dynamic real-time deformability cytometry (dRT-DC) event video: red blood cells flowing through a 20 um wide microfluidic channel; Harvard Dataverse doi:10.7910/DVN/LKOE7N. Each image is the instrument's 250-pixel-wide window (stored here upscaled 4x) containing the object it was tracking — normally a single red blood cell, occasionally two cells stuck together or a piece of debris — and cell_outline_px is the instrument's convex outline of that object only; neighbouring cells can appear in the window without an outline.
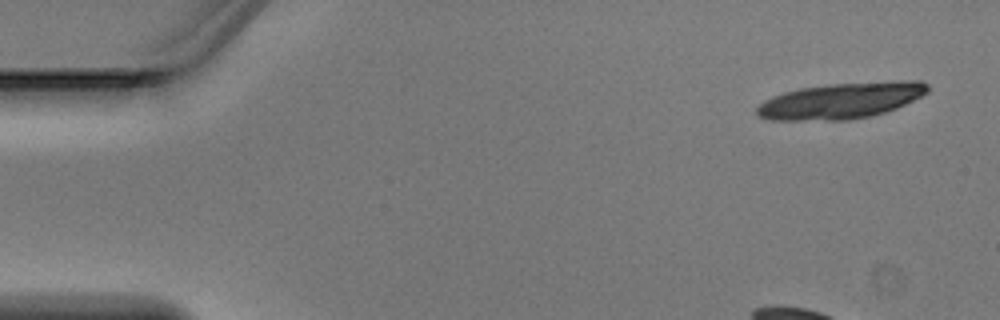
{"species": "Egyptian fruit bat (a non-hibernating species)", "species_latin": "Rousettus aegyptiacus", "temperature_condition": "warm", "stored_images_in_passage": 4, "camera_frame_rate_fps": 3000, "um_per_image_px": 0.085, "animal": {"sex": "male"}, "frame": {"image": 1, "passage_image": 1, "time_ms": 0.0, "image_size_px": [1000, 320], "cell_outline_px": [[928, 92], [896, 108], [872, 116], [848, 120], [768, 120], [760, 116], [756, 112], [756, 108], [764, 100], [772, 96], [784, 92], [800, 88], [832, 84], [896, 80], [920, 80], [928, 84]], "centroid_in_image_um": [71.49, 8.55], "position_along_channel_um": 13.5, "area_um2": 35.84}}